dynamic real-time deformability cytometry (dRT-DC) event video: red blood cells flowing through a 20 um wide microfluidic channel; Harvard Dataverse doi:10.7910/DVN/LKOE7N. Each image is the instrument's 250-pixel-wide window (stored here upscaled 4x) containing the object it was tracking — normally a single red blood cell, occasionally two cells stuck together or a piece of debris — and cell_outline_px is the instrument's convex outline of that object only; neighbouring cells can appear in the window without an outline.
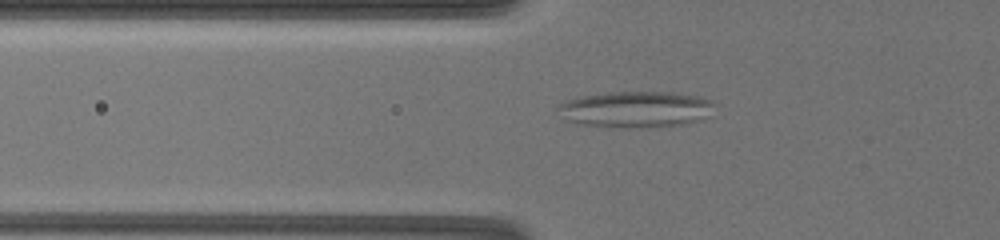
{"species": "common noctule bat (a hibernating species)", "species_latin": "Nyctalus noctula", "temperature_condition": "warm", "stored_images_in_passage": 36, "camera_frame_rate_fps": 3000, "um_per_image_px": 0.085, "animal": {"sex": "female", "body_mass_g": 19.5, "forearm_length_mm": 54.1}, "frame": {"image": 1, "passage_image": 15, "time_ms": 8.667, "image_size_px": [1000, 240], "cell_outline_px": [[716, 104], [708, 116], [700, 120], [684, 124], [640, 128], [620, 128], [576, 124], [568, 120], [556, 108], [564, 100], [580, 96], [612, 92], [676, 92], [700, 96], [712, 100]], "centroid_in_image_um": [54.07, 9.29], "position_along_channel_um": 71.7, "area_um2": 33.47}}
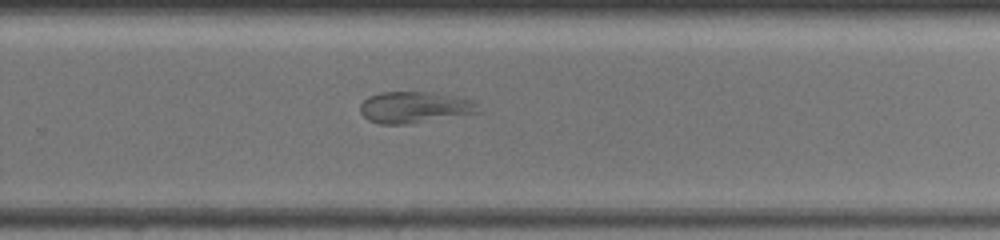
{"frame": {"image": 2, "passage_image": 26, "time_ms": 15.333, "image_size_px": [1000, 240], "cell_outline_px": [[480, 112], [408, 124], [380, 124], [368, 120], [360, 112], [360, 104], [368, 96], [380, 92], [432, 92], [468, 100], [476, 104]], "centroid_in_image_um": [35.15, 9.13], "position_along_channel_um": 294.7, "area_um2": 21.27}}
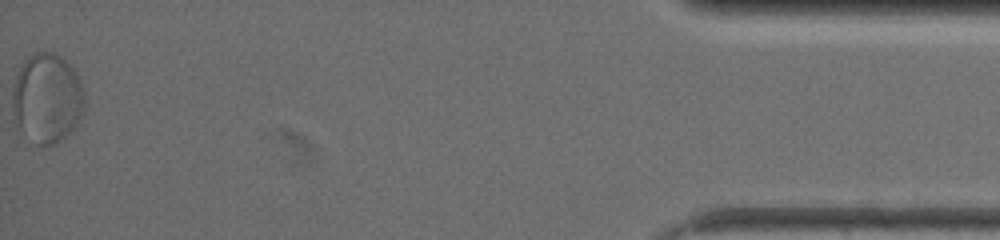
{"frame": {"image": 3, "passage_image": 36, "time_ms": 21.667, "image_size_px": [1000, 240], "cell_outline_px": [[84, 108], [72, 132], [48, 148], [44, 148], [20, 128], [16, 124], [12, 104], [12, 88], [16, 76], [24, 56], [36, 52], [52, 52], [60, 56], [76, 72], [80, 80], [84, 92]], "centroid_in_image_um": [3.99, 8.32], "position_along_channel_um": 431.2, "area_um2": 37.74}}